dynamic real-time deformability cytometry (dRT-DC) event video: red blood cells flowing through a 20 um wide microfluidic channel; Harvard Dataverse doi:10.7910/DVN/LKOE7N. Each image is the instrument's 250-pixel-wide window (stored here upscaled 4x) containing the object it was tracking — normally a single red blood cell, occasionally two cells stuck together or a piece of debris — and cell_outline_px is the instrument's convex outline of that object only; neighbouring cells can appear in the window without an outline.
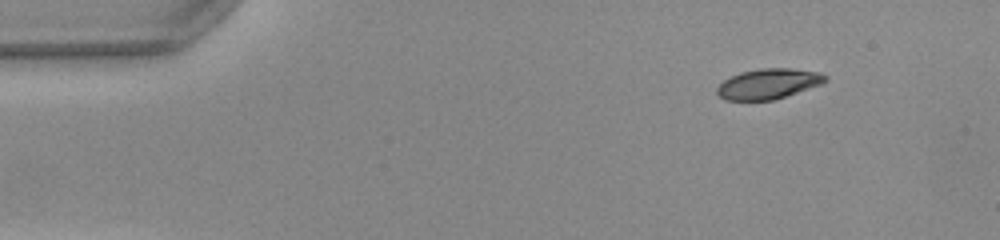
{"species": "common noctule bat (a hibernating species)", "species_latin": "Nyctalus noctula", "temperature_condition": "warm", "stored_images_in_passage": 46, "camera_frame_rate_fps": 3000, "um_per_image_px": 0.085, "animal": {"sex": "female", "body_mass_g": 22.0, "forearm_length_mm": 56.7}, "frame": {"image": 1, "passage_image": 1, "time_ms": 0.0, "image_size_px": [1000, 240], "cell_outline_px": [[828, 80], [820, 84], [772, 100], [724, 100], [716, 92], [716, 88], [724, 80], [740, 72], [760, 68], [792, 68], [820, 72], [828, 76]], "centroid_in_image_um": [65.3, 7.11], "position_along_channel_um": 19.7, "area_um2": 18.96}}
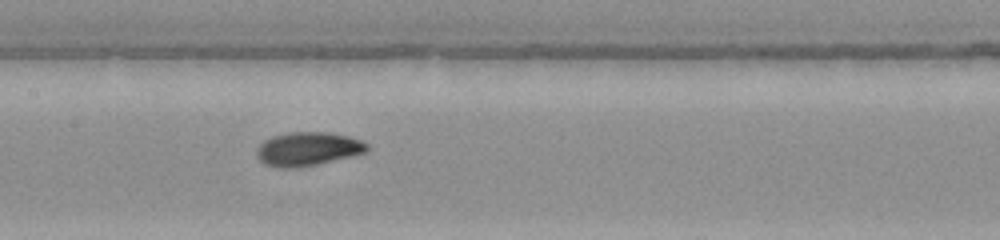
{"frame": {"image": 2, "passage_image": 20, "time_ms": 6.333, "image_size_px": [1000, 240], "cell_outline_px": [[368, 148], [364, 152], [316, 164], [288, 168], [276, 168], [264, 164], [256, 156], [256, 148], [264, 140], [272, 136], [288, 132], [324, 132], [348, 136], [360, 140], [368, 144]], "centroid_in_image_um": [26.08, 12.65], "position_along_channel_um": 181.3, "area_um2": 21.39}}
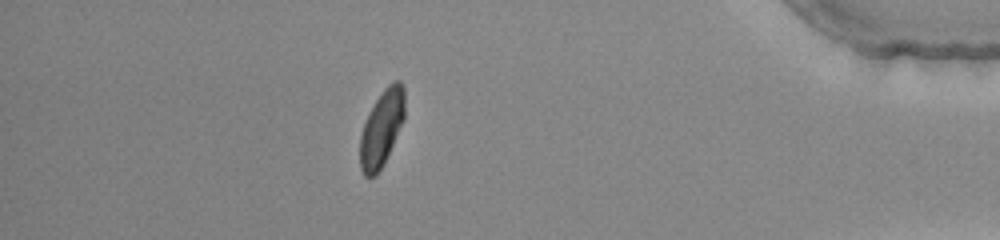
{"frame": {"image": 3, "passage_image": 40, "time_ms": 13.0, "image_size_px": [1000, 240], "cell_outline_px": [[404, 120], [376, 176], [364, 176], [360, 168], [360, 136], [368, 112], [384, 88], [392, 80], [400, 80], [404, 84]], "centroid_in_image_um": [32.44, 10.84], "position_along_channel_um": 402.8, "area_um2": 19.59}, "authors_computed_cell_mechanics": {"area_um2": 20.3745, "velocity_mm_per_s": 3.9851, "shape_relaxation_time_tau1_ms": 2.7787, "shape_relaxation_time_tau2_ms": 1.5471, "deformation_change_tau1": 0.1506, "deformation_change_tau2": 0.0486}}